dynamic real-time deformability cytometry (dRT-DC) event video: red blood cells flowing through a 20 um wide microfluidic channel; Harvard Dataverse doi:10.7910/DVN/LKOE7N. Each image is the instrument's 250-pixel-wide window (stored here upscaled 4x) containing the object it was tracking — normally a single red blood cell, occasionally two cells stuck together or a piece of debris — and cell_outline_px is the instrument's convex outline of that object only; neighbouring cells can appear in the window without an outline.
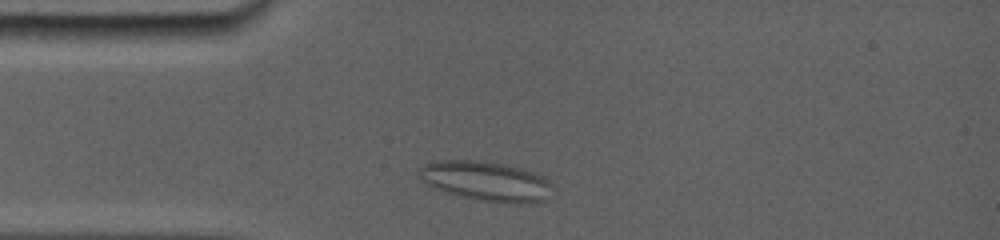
{"species": "common noctule bat (a hibernating species)", "species_latin": "Nyctalus noctula", "temperature_condition": "room temperature", "stored_images_in_passage": 18, "camera_frame_rate_fps": 5000, "um_per_image_px": 0.085, "animal": {"sex": "female", "body_mass_g": 19.0, "forearm_length_mm": 56.7}, "frame": {"image": 1, "passage_image": 3, "time_ms": 0.8, "image_size_px": [1000, 240], "cell_outline_px": [[556, 188], [552, 196], [536, 204], [504, 204], [476, 200], [444, 192], [432, 188], [420, 180], [420, 168], [424, 164], [440, 160], [472, 160], [504, 164], [520, 168], [544, 176]], "centroid_in_image_um": [41.4, 15.44], "position_along_channel_um": 43.6, "area_um2": 31.67}}
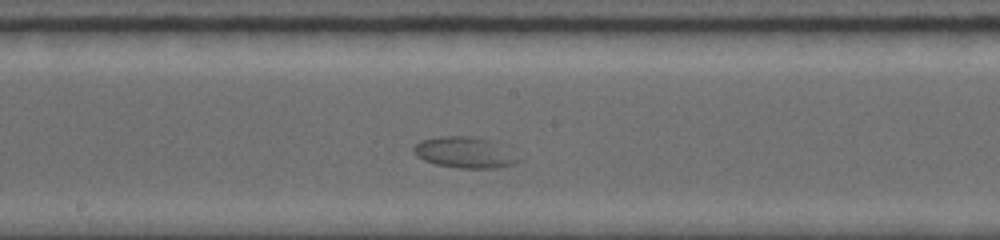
{"frame": {"image": 2, "passage_image": 11, "time_ms": 5.8, "image_size_px": [1000, 240], "cell_outline_px": [[520, 160], [512, 164], [496, 168], [460, 168], [436, 164], [424, 160], [416, 156], [412, 148], [420, 140], [444, 136], [464, 136], [484, 140]], "centroid_in_image_um": [39.31, 12.98], "position_along_channel_um": 208.9, "area_um2": 17.74}}
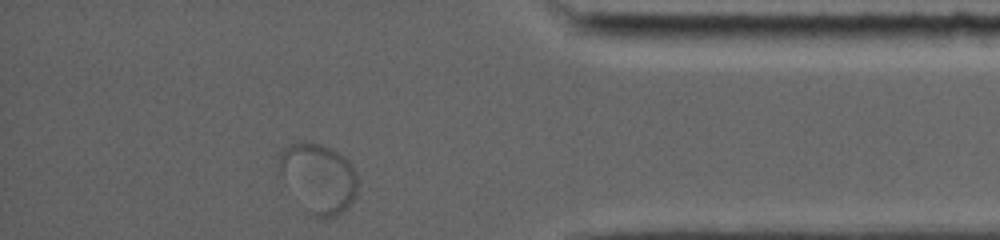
{"frame": {"image": 3, "passage_image": 18, "time_ms": 11.8, "image_size_px": [1000, 240], "cell_outline_px": [[356, 196], [336, 216], [312, 216], [280, 172], [280, 152], [284, 148], [296, 140], [304, 140], [320, 144], [344, 156], [356, 172]], "centroid_in_image_um": [27.08, 15.06], "position_along_channel_um": 408.1, "area_um2": 30.52}}